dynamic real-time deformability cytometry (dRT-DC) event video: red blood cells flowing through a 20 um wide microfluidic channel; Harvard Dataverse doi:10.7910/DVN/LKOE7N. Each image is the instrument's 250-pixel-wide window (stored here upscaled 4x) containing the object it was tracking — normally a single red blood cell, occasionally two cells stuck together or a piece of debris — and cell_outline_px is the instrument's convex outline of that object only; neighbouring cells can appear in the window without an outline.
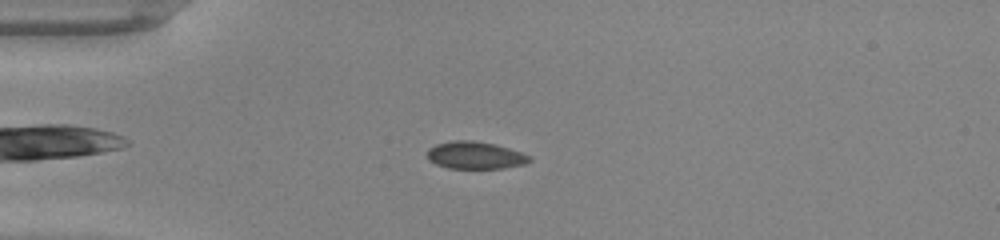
{"species": "common noctule bat (a hibernating species)", "species_latin": "Nyctalus noctula", "temperature_condition": "warm", "stored_images_in_passage": 36, "camera_frame_rate_fps": 3000, "um_per_image_px": 0.085, "animal": {"sex": "male", "body_mass_g": 20.0, "forearm_length_mm": 53.3}, "frame": {"image": 1, "passage_image": 7, "time_ms": 2.0, "image_size_px": [1000, 240], "cell_outline_px": [[532, 160], [524, 164], [504, 168], [448, 168], [436, 164], [428, 160], [428, 148], [436, 144], [452, 140], [472, 140], [492, 144], [508, 148], [532, 156]], "centroid_in_image_um": [40.38, 13.2], "position_along_channel_um": 44.6, "area_um2": 16.24}}
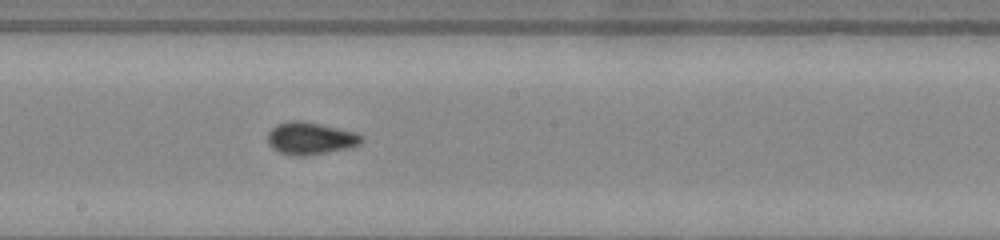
{"frame": {"image": 2, "passage_image": 21, "time_ms": 6.667, "image_size_px": [1000, 240], "cell_outline_px": [[364, 140], [360, 144], [348, 148], [304, 156], [296, 156], [280, 152], [272, 148], [268, 144], [268, 132], [276, 124], [288, 120], [300, 120], [360, 132], [364, 136]], "centroid_in_image_um": [26.42, 11.74], "position_along_channel_um": 221.8, "area_um2": 17.92}}
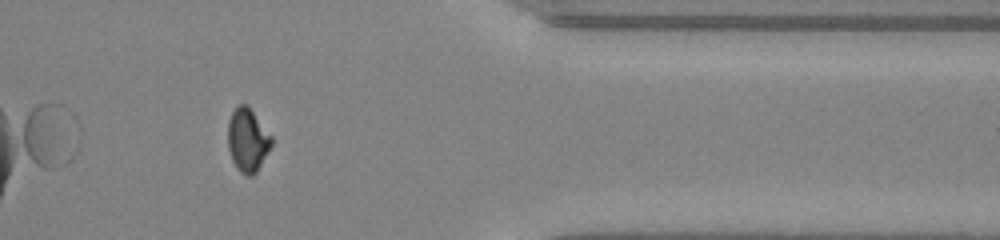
{"frame": {"image": 3, "passage_image": 34, "time_ms": 11.0, "image_size_px": [1000, 240], "cell_outline_px": [[272, 144], [268, 152], [256, 172], [252, 176], [244, 176], [236, 168], [232, 160], [228, 148], [228, 120], [232, 112], [240, 104], [248, 104], [272, 136]], "centroid_in_image_um": [21.04, 11.91], "position_along_channel_um": 390.4, "area_um2": 16.24}, "authors_computed_cell_mechanics": {"area_um2": 16.7042, "velocity_mm_per_s": 4.3131, "shape_relaxation_time_tau1_ms": 6.2433, "shape_relaxation_time_tau2_ms": null, "deformation_change_tau1": 0.1311, "deformation_change_tau2": null}}